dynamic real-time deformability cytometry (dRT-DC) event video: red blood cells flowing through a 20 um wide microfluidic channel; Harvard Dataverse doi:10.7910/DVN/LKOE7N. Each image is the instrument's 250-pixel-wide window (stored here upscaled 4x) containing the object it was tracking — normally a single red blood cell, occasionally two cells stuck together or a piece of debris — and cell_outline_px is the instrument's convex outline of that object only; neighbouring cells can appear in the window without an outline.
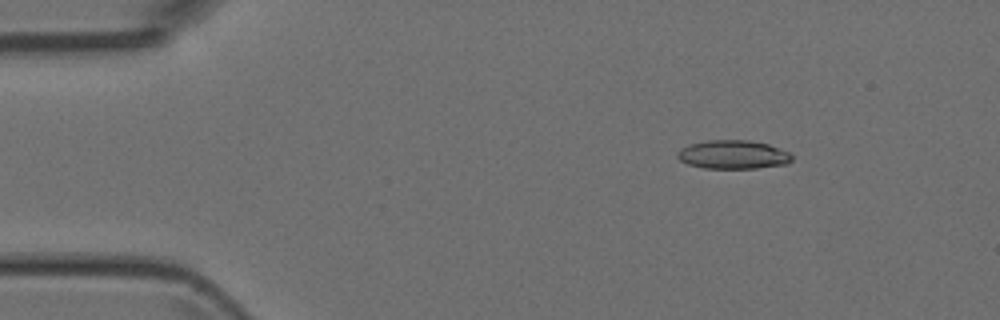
{"species": "Egyptian fruit bat (a non-hibernating species)", "species_latin": "Rousettus aegyptiacus", "temperature_condition": "room temperature", "stored_images_in_passage": 5, "camera_frame_rate_fps": 3000, "um_per_image_px": 0.085, "animal": {"sex": "female"}, "frame": {"image": 1, "passage_image": 2, "time_ms": 1.333, "image_size_px": [1000, 320], "cell_outline_px": [[792, 160], [788, 164], [756, 168], [704, 168], [688, 164], [680, 160], [676, 156], [676, 152], [680, 148], [688, 144], [708, 140], [748, 140], [768, 144], [792, 152]], "centroid_in_image_um": [62.32, 13.13], "position_along_channel_um": 22.7, "area_um2": 19.36}}